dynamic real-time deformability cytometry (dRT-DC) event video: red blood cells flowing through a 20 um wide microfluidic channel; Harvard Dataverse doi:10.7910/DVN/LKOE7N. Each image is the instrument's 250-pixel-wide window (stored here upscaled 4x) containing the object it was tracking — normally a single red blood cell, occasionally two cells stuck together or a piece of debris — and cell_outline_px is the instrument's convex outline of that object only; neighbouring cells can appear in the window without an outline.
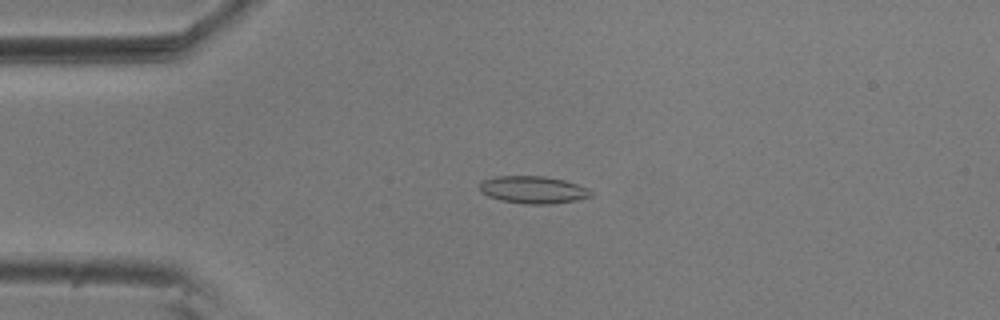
{"species": "common noctule bat (a hibernating species)", "species_latin": "Nyctalus noctula", "temperature_condition": "room temperature", "stored_images_in_passage": 48, "camera_frame_rate_fps": 3000, "um_per_image_px": 0.085, "animal": {"sex": "male", "body_mass_g": 20.5, "forearm_length_mm": 52.5}, "frame": {"image": 1, "passage_image": 10, "time_ms": 3.0, "image_size_px": [1000, 320], "cell_outline_px": [[592, 196], [576, 200], [552, 204], [524, 204], [500, 200], [488, 196], [480, 192], [480, 180], [496, 176], [544, 176], [564, 180], [588, 188], [592, 192]], "centroid_in_image_um": [45.29, 16.13], "position_along_channel_um": 39.7, "area_um2": 17.86}}
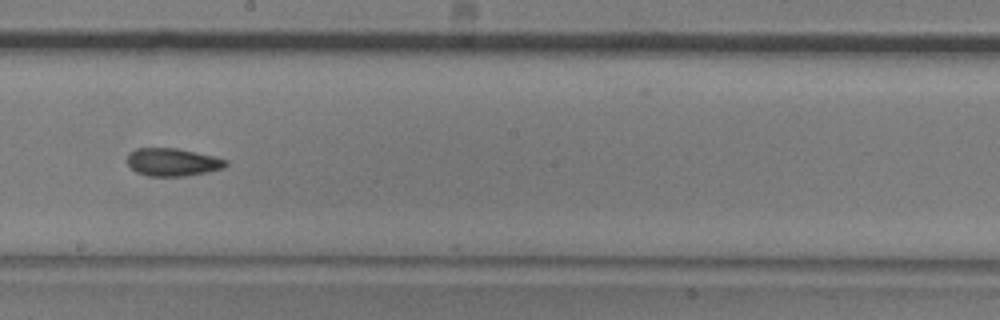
{"frame": {"image": 2, "passage_image": 28, "time_ms": 9.0, "image_size_px": [1000, 320], "cell_outline_px": [[228, 164], [224, 168], [208, 172], [184, 176], [148, 176], [136, 172], [128, 164], [128, 152], [136, 148], [176, 148], [212, 156], [228, 160]], "centroid_in_image_um": [14.67, 13.78], "position_along_channel_um": 233.5, "area_um2": 15.95}}
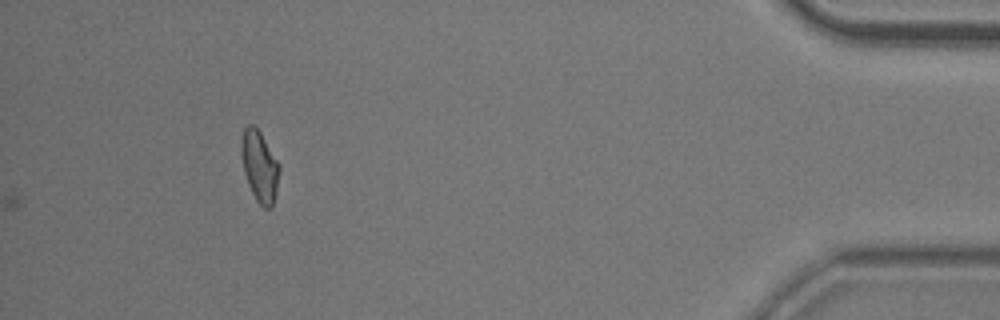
{"frame": {"image": 3, "passage_image": 48, "time_ms": 15.667, "image_size_px": [1000, 320], "cell_outline_px": [[280, 168], [276, 192], [272, 208], [264, 208], [256, 200], [248, 184], [244, 172], [240, 152], [240, 140], [244, 128], [248, 124], [252, 124], [260, 132], [280, 164]], "centroid_in_image_um": [22.05, 14.12], "position_along_channel_um": 413.1, "area_um2": 15.84}, "authors_computed_cell_mechanics": {"area_um2": 16.2707, "velocity_mm_per_s": 3.6452, "shape_relaxation_time_tau1_ms": 8.3761, "shape_relaxation_time_tau2_ms": 3.4755, "deformation_change_tau1": 0.1649, "deformation_change_tau2": 0.1008}}